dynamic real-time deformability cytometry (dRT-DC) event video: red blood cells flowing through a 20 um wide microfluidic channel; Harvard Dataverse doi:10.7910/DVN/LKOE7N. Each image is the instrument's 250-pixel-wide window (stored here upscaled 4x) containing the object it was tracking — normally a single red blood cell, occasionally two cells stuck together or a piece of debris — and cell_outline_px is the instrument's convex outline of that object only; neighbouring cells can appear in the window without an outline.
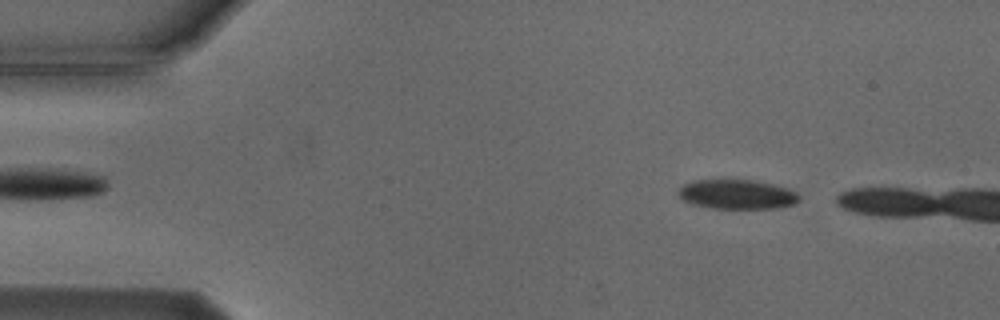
{"species": "Egyptian fruit bat (a non-hibernating species)", "species_latin": "Rousettus aegyptiacus", "temperature_condition": "cold", "stored_images_in_passage": 2, "camera_frame_rate_fps": 3000, "um_per_image_px": 0.085, "animal": {"sex": "male"}, "frame": {"image": 1, "passage_image": 1, "time_ms": 0.0, "image_size_px": [1000, 320], "cell_outline_px": [[800, 200], [792, 204], [776, 208], [712, 208], [692, 204], [680, 200], [676, 192], [684, 184], [692, 180], [756, 180], [776, 184], [788, 188], [796, 192], [800, 196]], "centroid_in_image_um": [62.62, 16.51], "position_along_channel_um": 22.4, "area_um2": 20.98}}